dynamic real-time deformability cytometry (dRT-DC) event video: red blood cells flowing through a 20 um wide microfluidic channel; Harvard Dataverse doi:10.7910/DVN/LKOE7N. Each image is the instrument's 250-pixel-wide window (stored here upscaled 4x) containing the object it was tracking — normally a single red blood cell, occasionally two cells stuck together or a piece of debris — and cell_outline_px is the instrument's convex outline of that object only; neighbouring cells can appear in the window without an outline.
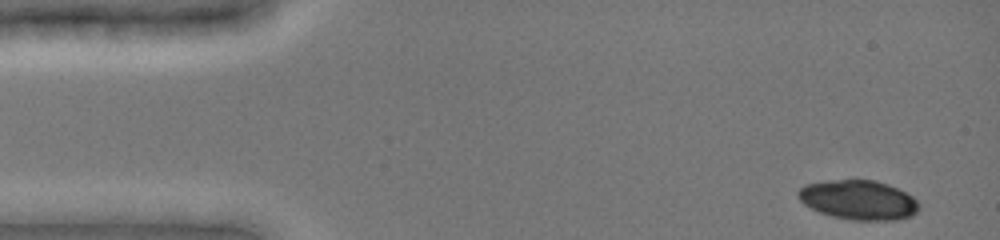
{"species": "common noctule bat (a hibernating species)", "species_latin": "Nyctalus noctula", "temperature_condition": "cold", "stored_images_in_passage": 44, "camera_frame_rate_fps": 3000, "um_per_image_px": 0.085, "animal": {"sex": "female", "body_mass_g": 19.0, "forearm_length_mm": 51.5}, "frame": {"image": 1, "passage_image": 2, "time_ms": 0.333, "image_size_px": [1000, 240], "cell_outline_px": [[920, 208], [912, 216], [896, 220], [852, 220], [832, 216], [820, 212], [804, 204], [796, 196], [796, 192], [804, 184], [828, 180], [876, 180], [888, 184], [912, 196], [920, 204]], "centroid_in_image_um": [72.96, 16.99], "position_along_channel_um": 12.0, "area_um2": 27.92}}
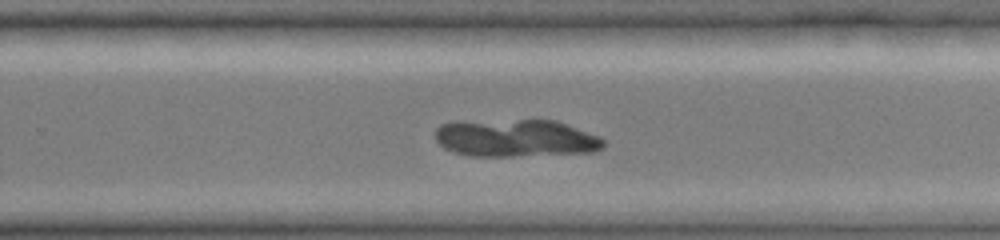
{"frame": {"image": 2, "passage_image": 31, "time_ms": 10.0, "image_size_px": [1000, 240], "cell_outline_px": [[604, 148], [592, 152], [512, 156], [472, 156], [452, 152], [444, 148], [436, 140], [436, 128], [440, 124], [456, 120], [556, 120], [600, 136], [604, 140]], "centroid_in_image_um": [43.81, 11.73], "position_along_channel_um": 286.0, "area_um2": 37.22}}
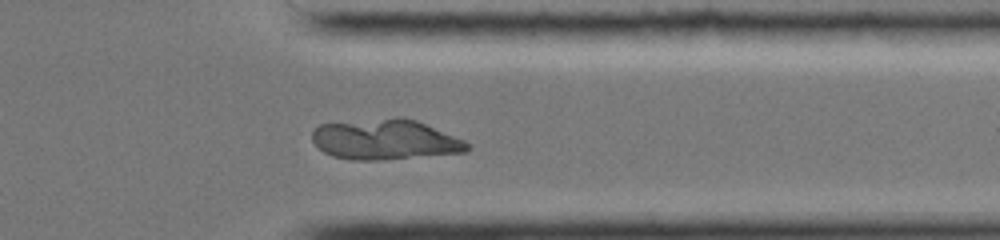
{"frame": {"image": 3, "passage_image": 38, "time_ms": 12.333, "image_size_px": [1000, 240], "cell_outline_px": [[468, 152], [384, 160], [352, 160], [332, 156], [324, 152], [312, 140], [312, 132], [320, 124], [396, 116], [416, 120], [464, 140], [468, 144]], "centroid_in_image_um": [32.73, 11.86], "position_along_channel_um": 378.7, "area_um2": 36.53}}